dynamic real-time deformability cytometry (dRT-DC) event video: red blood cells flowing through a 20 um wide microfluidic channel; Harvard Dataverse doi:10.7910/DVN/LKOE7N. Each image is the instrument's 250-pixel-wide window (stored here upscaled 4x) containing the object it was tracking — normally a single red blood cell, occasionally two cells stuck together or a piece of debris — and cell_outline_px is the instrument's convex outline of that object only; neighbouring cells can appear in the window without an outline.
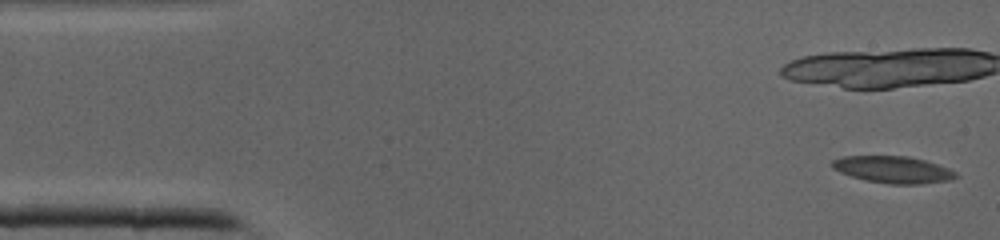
{"species": "common noctule bat (a hibernating species)", "species_latin": "Nyctalus noctula", "temperature_condition": "cold", "stored_images_in_passage": 12, "camera_frame_rate_fps": 3000, "um_per_image_px": 0.085, "animal": {"sex": "male", "body_mass_g": 19.0, "forearm_length_mm": 50.8}, "frame": {"image": 1, "passage_image": 1, "time_ms": 0.0, "image_size_px": [1000, 240], "cell_outline_px": [[960, 176], [952, 180], [920, 184], [888, 184], [868, 180], [852, 176], [840, 172], [832, 168], [832, 160], [844, 156], [908, 156], [924, 160], [948, 168], [956, 172]], "centroid_in_image_um": [75.95, 14.42], "position_along_channel_um": 9.1, "area_um2": 19.31}}